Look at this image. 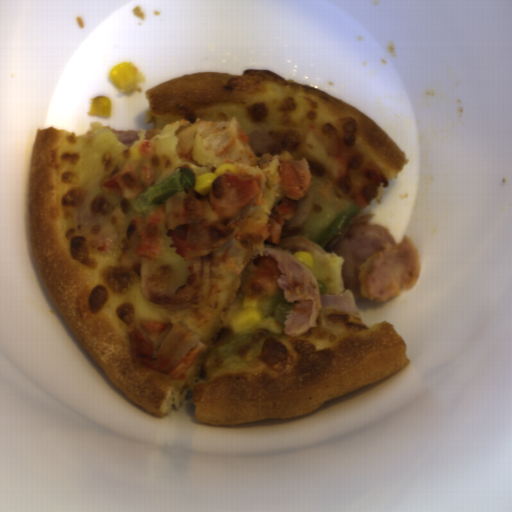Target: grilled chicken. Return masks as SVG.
Here are the masks:
<instances>
[{"mask_svg": "<svg viewBox=\"0 0 512 512\" xmlns=\"http://www.w3.org/2000/svg\"><path fill=\"white\" fill-rule=\"evenodd\" d=\"M263 204L262 176L223 172L213 179L206 195L193 192L183 199L179 225L165 230L170 248L183 262L208 255L241 231L248 215L235 216L246 208Z\"/></svg>", "mask_w": 512, "mask_h": 512, "instance_id": "obj_1", "label": "grilled chicken"}, {"mask_svg": "<svg viewBox=\"0 0 512 512\" xmlns=\"http://www.w3.org/2000/svg\"><path fill=\"white\" fill-rule=\"evenodd\" d=\"M206 350V340L182 324L149 323L129 332L135 364L173 379L184 376Z\"/></svg>", "mask_w": 512, "mask_h": 512, "instance_id": "obj_2", "label": "grilled chicken"}, {"mask_svg": "<svg viewBox=\"0 0 512 512\" xmlns=\"http://www.w3.org/2000/svg\"><path fill=\"white\" fill-rule=\"evenodd\" d=\"M241 275L239 291L258 303L265 297H275L284 292L277 281L282 273L275 256L257 257L243 269Z\"/></svg>", "mask_w": 512, "mask_h": 512, "instance_id": "obj_3", "label": "grilled chicken"}, {"mask_svg": "<svg viewBox=\"0 0 512 512\" xmlns=\"http://www.w3.org/2000/svg\"><path fill=\"white\" fill-rule=\"evenodd\" d=\"M156 179L154 168L149 163H142L139 174L136 165L127 162L117 168L112 176L104 183V187L110 194L123 195L124 199L137 198L143 191L153 185Z\"/></svg>", "mask_w": 512, "mask_h": 512, "instance_id": "obj_4", "label": "grilled chicken"}, {"mask_svg": "<svg viewBox=\"0 0 512 512\" xmlns=\"http://www.w3.org/2000/svg\"><path fill=\"white\" fill-rule=\"evenodd\" d=\"M278 171L285 196L301 200L309 193L313 185L312 173L305 157L301 159L286 158L280 160Z\"/></svg>", "mask_w": 512, "mask_h": 512, "instance_id": "obj_5", "label": "grilled chicken"}, {"mask_svg": "<svg viewBox=\"0 0 512 512\" xmlns=\"http://www.w3.org/2000/svg\"><path fill=\"white\" fill-rule=\"evenodd\" d=\"M165 220L164 206L151 212L144 226L139 230L142 243L139 249L134 251V256L150 260L158 257L164 243L162 238L158 236V229Z\"/></svg>", "mask_w": 512, "mask_h": 512, "instance_id": "obj_6", "label": "grilled chicken"}, {"mask_svg": "<svg viewBox=\"0 0 512 512\" xmlns=\"http://www.w3.org/2000/svg\"><path fill=\"white\" fill-rule=\"evenodd\" d=\"M297 199L286 197L279 205H275L268 220L269 241L278 244L285 227V220H290L297 213Z\"/></svg>", "mask_w": 512, "mask_h": 512, "instance_id": "obj_7", "label": "grilled chicken"}]
</instances>
